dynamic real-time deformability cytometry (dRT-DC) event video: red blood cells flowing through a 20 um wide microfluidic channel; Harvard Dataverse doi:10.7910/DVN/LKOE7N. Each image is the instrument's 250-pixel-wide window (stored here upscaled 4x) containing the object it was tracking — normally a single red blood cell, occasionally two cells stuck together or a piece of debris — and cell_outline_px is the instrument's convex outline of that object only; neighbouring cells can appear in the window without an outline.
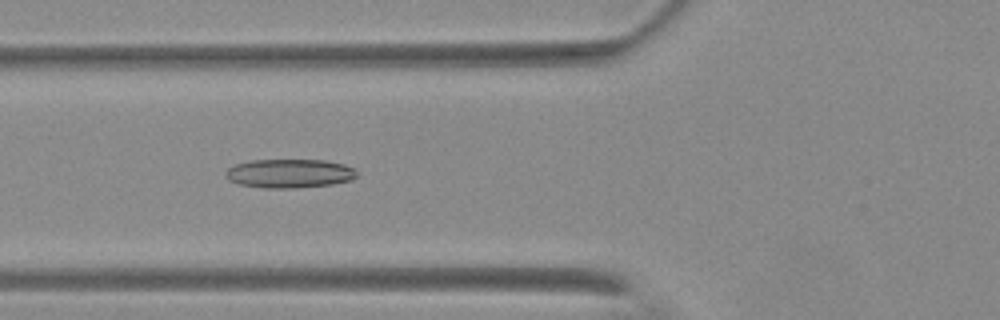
{"species": "Egyptian fruit bat (a non-hibernating species)", "species_latin": "Rousettus aegyptiacus", "temperature_condition": "warm", "stored_images_in_passage": 55, "camera_frame_rate_fps": 3000, "um_per_image_px": 0.085, "animal": {"sex": "female"}, "frame": {"image": 1, "passage_image": 21, "time_ms": 6.667, "image_size_px": [1000, 320], "cell_outline_px": [[356, 176], [352, 180], [332, 184], [296, 188], [264, 188], [240, 184], [228, 180], [224, 172], [228, 168], [236, 164], [252, 160], [324, 160], [344, 164], [352, 168], [356, 172]], "centroid_in_image_um": [24.59, 14.74], "position_along_channel_um": 101.2, "area_um2": 22.02}}
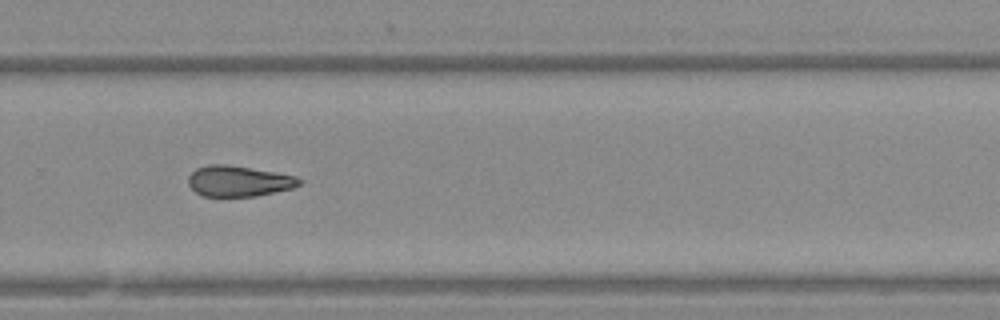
{"frame": {"image": 2, "passage_image": 38, "time_ms": 12.333, "image_size_px": [1000, 320], "cell_outline_px": [[304, 180], [300, 184], [292, 188], [256, 196], [204, 196], [196, 192], [188, 184], [188, 176], [196, 168], [208, 164], [228, 164], [296, 176]], "centroid_in_image_um": [20.28, 15.38], "position_along_channel_um": 309.5, "area_um2": 19.83}}
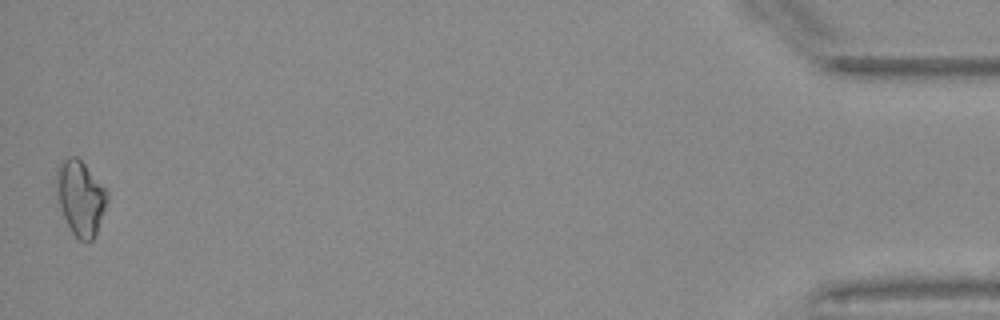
{"frame": {"image": 3, "passage_image": 55, "time_ms": 18.0, "image_size_px": [1000, 320], "cell_outline_px": [[108, 200], [96, 236], [92, 240], [80, 240], [72, 232], [64, 216], [60, 204], [56, 188], [56, 168], [68, 156], [76, 156], [84, 164], [108, 192]], "centroid_in_image_um": [6.85, 16.82], "position_along_channel_um": 428.3, "area_um2": 21.73}}